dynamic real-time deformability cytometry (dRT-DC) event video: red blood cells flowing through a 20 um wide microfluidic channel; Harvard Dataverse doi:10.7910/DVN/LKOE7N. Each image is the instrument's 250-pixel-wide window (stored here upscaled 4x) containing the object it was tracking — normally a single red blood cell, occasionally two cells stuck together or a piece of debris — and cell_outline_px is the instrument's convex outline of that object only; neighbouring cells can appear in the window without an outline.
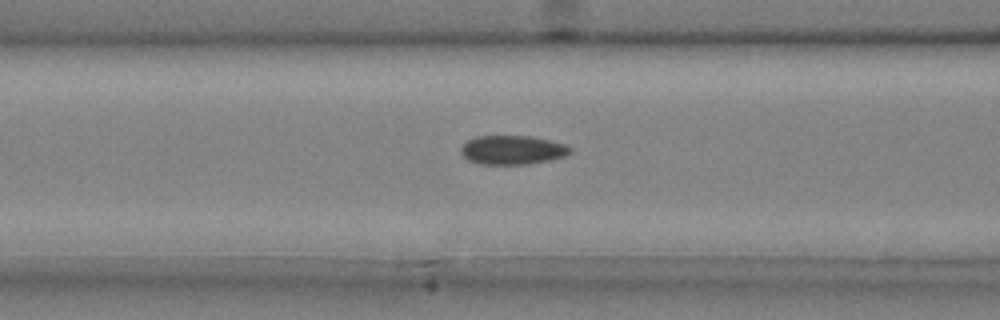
{"species": "common noctule bat (a hibernating species)", "species_latin": "Nyctalus noctula", "temperature_condition": "cold", "stored_images_in_passage": 47, "camera_frame_rate_fps": 3000, "um_per_image_px": 0.085, "animal": {"sex": "male", "body_mass_g": 20.4}, "frame": {"image": 1, "passage_image": 20, "time_ms": 6.333, "image_size_px": [1000, 320], "cell_outline_px": [[572, 152], [564, 156], [552, 160], [528, 164], [476, 164], [468, 160], [460, 152], [460, 148], [468, 140], [476, 136], [528, 136], [548, 140], [564, 144], [572, 148]], "centroid_in_image_um": [43.54, 12.76], "position_along_channel_um": 123.1, "area_um2": 18.5}}
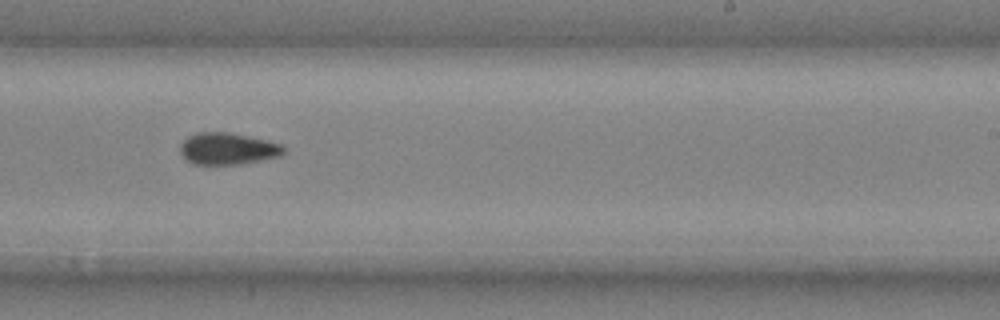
{"frame": {"image": 2, "passage_image": 31, "time_ms": 10.0, "image_size_px": [1000, 320], "cell_outline_px": [[284, 152], [280, 156], [240, 164], [192, 164], [180, 152], [180, 144], [188, 136], [196, 132], [228, 132], [248, 136], [280, 144], [284, 148]], "centroid_in_image_um": [19.32, 12.63], "position_along_channel_um": 269.7, "area_um2": 18.96}}
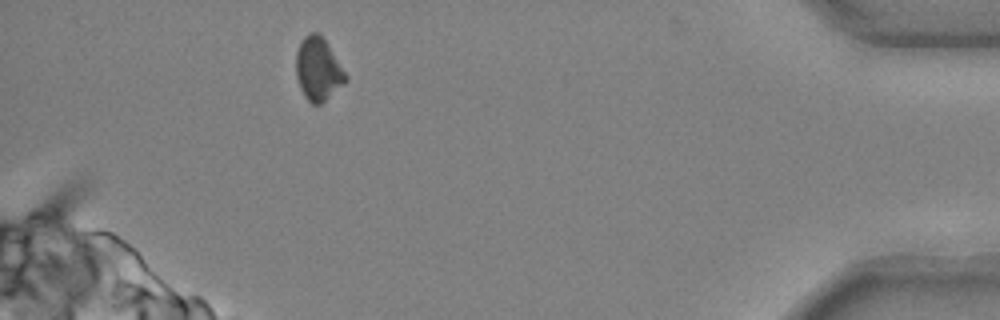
{"frame": {"image": 3, "passage_image": 45, "time_ms": 14.667, "image_size_px": [1000, 320], "cell_outline_px": [[348, 80], [320, 104], [312, 104], [304, 96], [300, 88], [296, 76], [296, 52], [304, 36], [312, 32], [316, 32], [324, 40], [348, 76]], "centroid_in_image_um": [27.03, 5.9], "position_along_channel_um": 408.2, "area_um2": 17.86}, "authors_computed_cell_mechanics": {"area_um2": 18.6694, "velocity_mm_per_s": 4.002, "shape_relaxation_time_tau1_ms": 4.064, "shape_relaxation_time_tau2_ms": 5.4521, "deformation_change_tau1": 0.0643, "deformation_change_tau2": 0.0803}}